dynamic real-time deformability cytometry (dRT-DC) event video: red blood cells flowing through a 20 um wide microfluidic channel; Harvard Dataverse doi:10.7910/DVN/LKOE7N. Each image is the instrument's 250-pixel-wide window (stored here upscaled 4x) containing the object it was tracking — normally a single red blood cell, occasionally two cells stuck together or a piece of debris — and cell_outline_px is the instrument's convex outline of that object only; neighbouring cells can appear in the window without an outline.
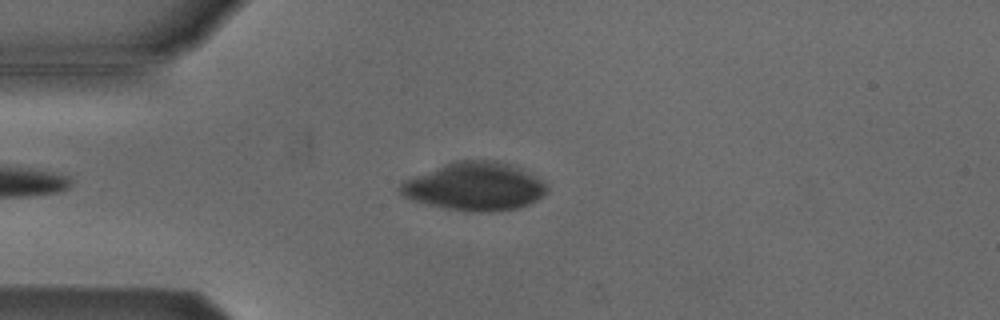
{"species": "Egyptian fruit bat (a non-hibernating species)", "species_latin": "Rousettus aegyptiacus", "temperature_condition": "cold", "stored_images_in_passage": 43, "camera_frame_rate_fps": 3000, "um_per_image_px": 0.085, "animal": {"sex": "male"}, "frame": {"image": 1, "passage_image": 7, "time_ms": 2.0, "image_size_px": [1000, 320], "cell_outline_px": [[548, 192], [544, 196], [520, 208], [488, 212], [468, 212], [444, 208], [428, 204], [404, 196], [400, 192], [400, 184], [416, 176], [444, 164], [456, 160], [496, 160], [512, 164], [544, 180], [548, 184]], "centroid_in_image_um": [40.45, 15.85], "position_along_channel_um": 44.6, "area_um2": 41.1}}
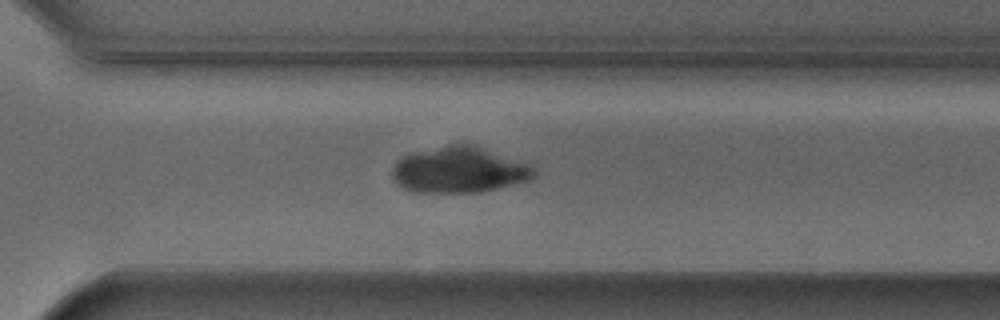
{"frame": {"image": 2, "passage_image": 31, "time_ms": 10.0, "image_size_px": [1000, 320], "cell_outline_px": [[536, 176], [528, 180], [480, 192], [412, 192], [404, 188], [392, 180], [392, 168], [396, 160], [408, 152], [460, 140], [464, 140], [536, 164]], "centroid_in_image_um": [39.06, 14.36], "position_along_channel_um": 331.5, "area_um2": 39.82}}
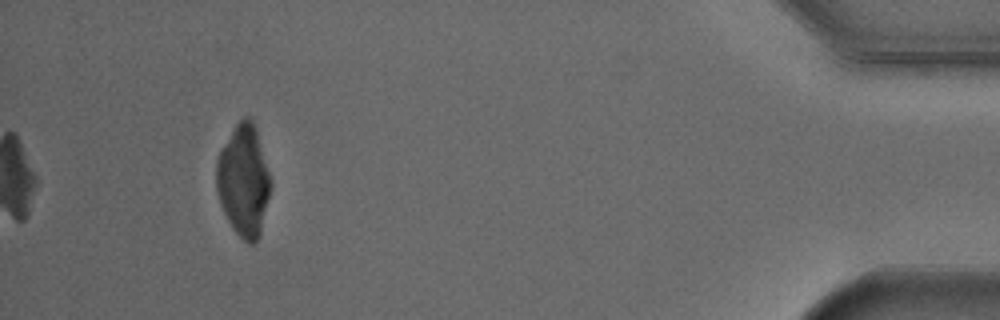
{"frame": {"image": 3, "passage_image": 43, "time_ms": 14.0, "image_size_px": [1000, 320], "cell_outline_px": [[272, 188], [260, 232], [256, 240], [252, 244], [248, 244], [232, 228], [220, 204], [216, 192], [216, 160], [220, 152], [236, 124], [244, 116], [248, 116], [252, 120], [256, 128], [272, 180]], "centroid_in_image_um": [20.72, 15.35], "position_along_channel_um": 414.5, "area_um2": 35.26}}